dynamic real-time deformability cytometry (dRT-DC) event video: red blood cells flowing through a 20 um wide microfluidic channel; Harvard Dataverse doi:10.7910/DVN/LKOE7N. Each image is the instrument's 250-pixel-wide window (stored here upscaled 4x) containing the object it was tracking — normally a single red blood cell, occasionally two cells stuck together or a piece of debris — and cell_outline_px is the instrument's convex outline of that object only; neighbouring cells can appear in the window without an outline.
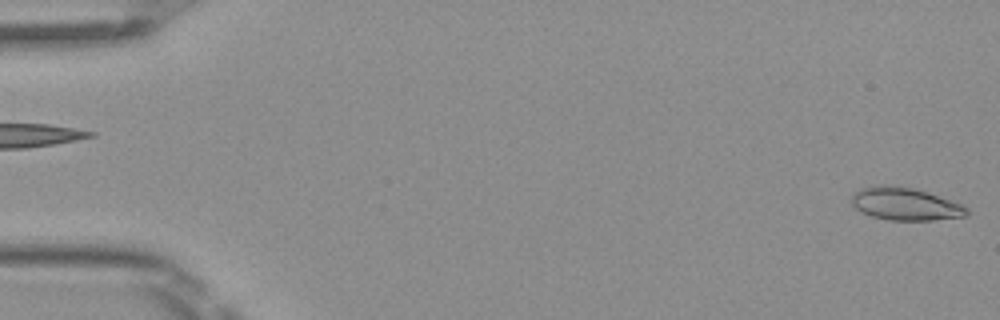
{"species": "Egyptian fruit bat (a non-hibernating species)", "species_latin": "Rousettus aegyptiacus", "temperature_condition": "room temperature", "stored_images_in_passage": 5, "segment_of_instrument_passage": [2, 2], "camera_frame_rate_fps": 3000, "um_per_image_px": 0.085, "frame": {"image": 1, "passage_image": 5, "time_ms": 1.333, "image_size_px": [1000, 320], "cell_outline_px": [[968, 216], [932, 220], [888, 220], [872, 216], [860, 212], [852, 204], [852, 192], [860, 188], [912, 188], [960, 204], [968, 208]], "centroid_in_image_um": [76.95, 17.4], "position_along_channel_um": 8.1, "area_um2": 20.92}}